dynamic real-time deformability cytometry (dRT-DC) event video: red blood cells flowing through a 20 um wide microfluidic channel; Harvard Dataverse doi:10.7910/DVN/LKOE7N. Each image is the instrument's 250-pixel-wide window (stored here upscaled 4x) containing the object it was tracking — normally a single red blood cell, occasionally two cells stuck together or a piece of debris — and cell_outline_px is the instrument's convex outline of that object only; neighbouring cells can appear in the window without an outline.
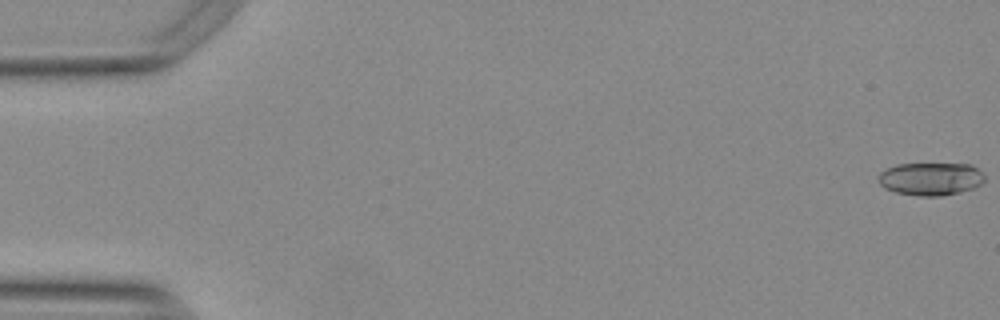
{"species": "Egyptian fruit bat (a non-hibernating species)", "species_latin": "Rousettus aegyptiacus", "temperature_condition": "warm", "stored_images_in_passage": 55, "camera_frame_rate_fps": 3000, "um_per_image_px": 0.085, "animal": {"sex": "female"}, "frame": {"image": 1, "passage_image": 1, "time_ms": 0.0, "image_size_px": [1000, 320], "cell_outline_px": [[984, 180], [980, 184], [972, 188], [960, 192], [940, 196], [920, 196], [896, 192], [884, 188], [880, 184], [880, 172], [896, 164], [972, 164], [984, 172]], "centroid_in_image_um": [79.14, 15.2], "position_along_channel_um": 5.9, "area_um2": 20.29}}
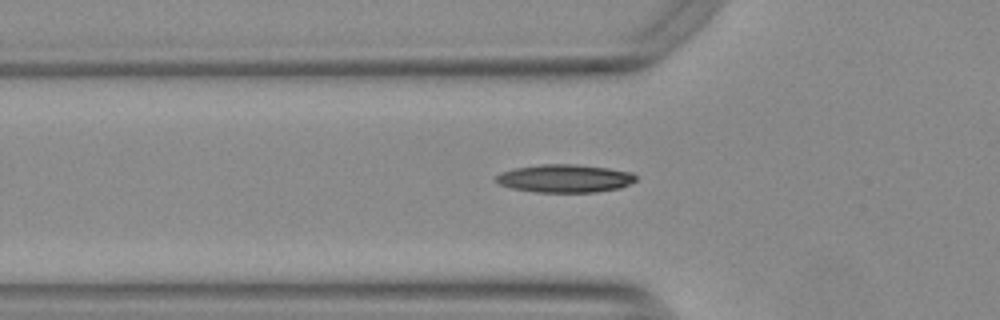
{"frame": {"image": 2, "passage_image": 19, "time_ms": 6.0, "image_size_px": [1000, 320], "cell_outline_px": [[636, 180], [620, 188], [596, 192], [536, 192], [512, 188], [500, 184], [496, 180], [496, 176], [500, 172], [512, 168], [540, 164], [576, 164], [608, 168], [632, 172], [636, 176]], "centroid_in_image_um": [48.0, 15.16], "position_along_channel_um": 77.8, "area_um2": 22.89}}
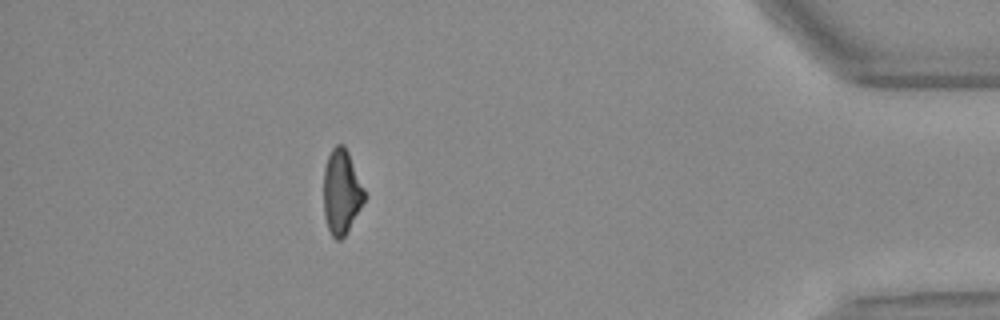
{"frame": {"image": 3, "passage_image": 49, "time_ms": 16.0, "image_size_px": [1000, 320], "cell_outline_px": [[368, 196], [344, 236], [340, 240], [336, 240], [332, 236], [328, 228], [324, 216], [324, 168], [328, 156], [332, 148], [336, 144], [344, 144], [348, 152]], "centroid_in_image_um": [29.04, 16.3], "position_along_channel_um": 406.2, "area_um2": 20.23}, "authors_computed_cell_mechanics": {"area_um2": 21.2126, "velocity_mm_per_s": 3.7847, "shape_relaxation_time_tau1_ms": null, "shape_relaxation_time_tau2_ms": 6.8429, "deformation_change_tau1": null, "deformation_change_tau2": 0.1802}}